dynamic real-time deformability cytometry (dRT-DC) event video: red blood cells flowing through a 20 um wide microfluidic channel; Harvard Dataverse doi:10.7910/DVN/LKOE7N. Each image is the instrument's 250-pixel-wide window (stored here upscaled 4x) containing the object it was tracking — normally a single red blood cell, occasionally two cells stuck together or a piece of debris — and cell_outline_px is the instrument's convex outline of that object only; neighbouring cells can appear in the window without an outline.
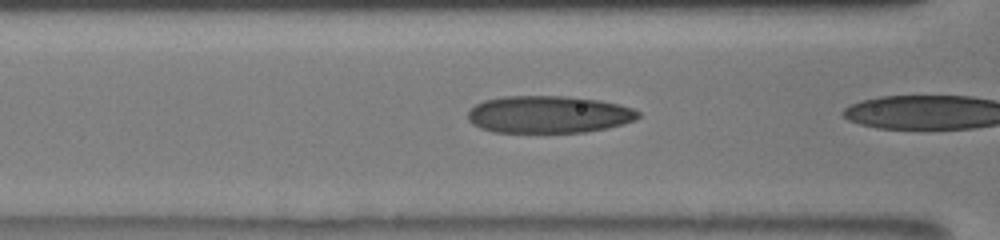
{"species": "human", "species_latin": "Homo sapiens", "temperature_condition": "room temperature", "stored_images_in_passage": 16, "camera_frame_rate_fps": 3000, "um_per_image_px": 0.085, "donor": {"sex": "male"}, "frame": {"image": 1, "passage_image": 14, "time_ms": 2.333, "image_size_px": [1000, 240], "cell_outline_px": [[640, 116], [636, 120], [624, 124], [608, 128], [584, 132], [492, 132], [480, 128], [472, 124], [468, 120], [468, 112], [476, 104], [484, 100], [504, 96], [568, 96], [600, 100], [620, 104], [632, 108], [640, 112]], "centroid_in_image_um": [46.66, 9.72], "position_along_channel_um": 119.9, "area_um2": 37.28}}